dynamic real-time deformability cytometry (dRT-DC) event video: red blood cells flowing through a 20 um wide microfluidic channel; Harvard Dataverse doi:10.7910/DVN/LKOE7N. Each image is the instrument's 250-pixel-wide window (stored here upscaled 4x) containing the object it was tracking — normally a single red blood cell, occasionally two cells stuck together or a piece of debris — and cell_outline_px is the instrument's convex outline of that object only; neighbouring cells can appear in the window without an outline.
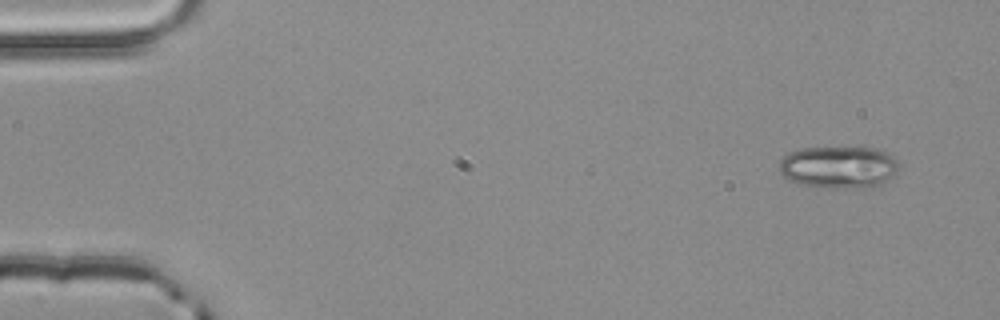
{"species": "common noctule bat (a hibernating species)", "species_latin": "Nyctalus noctula", "temperature_condition": "room temperature", "stored_images_in_passage": 3, "camera_frame_rate_fps": 3000, "um_per_image_px": 0.085, "animal": {"sex": "male", "body_mass_g": 20.4}, "frame": {"image": 1, "passage_image": 1, "time_ms": 0.0, "image_size_px": [1000, 320], "cell_outline_px": [[900, 164], [896, 172], [884, 184], [872, 188], [828, 188], [796, 184], [780, 176], [780, 160], [788, 152], [800, 148], [876, 148], [888, 152], [896, 156]], "centroid_in_image_um": [71.31, 14.22], "position_along_channel_um": 13.7, "area_um2": 30.17}}